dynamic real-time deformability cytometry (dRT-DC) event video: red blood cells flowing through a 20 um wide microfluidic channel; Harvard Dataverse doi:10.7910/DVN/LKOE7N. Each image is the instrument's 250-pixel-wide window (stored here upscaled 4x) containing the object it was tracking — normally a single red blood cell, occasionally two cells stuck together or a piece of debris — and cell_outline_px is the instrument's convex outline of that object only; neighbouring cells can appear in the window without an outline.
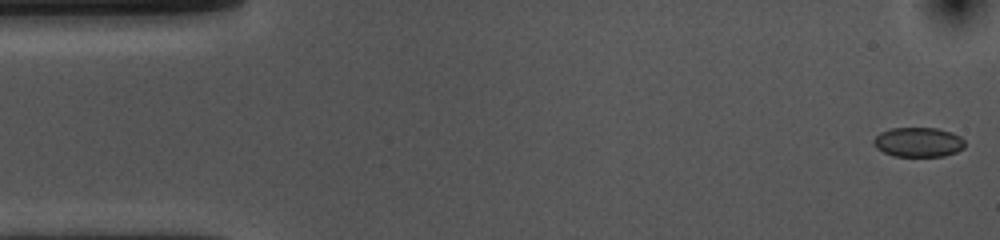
{"species": "common noctule bat (a hibernating species)", "species_latin": "Nyctalus noctula", "temperature_condition": "cold", "stored_images_in_passage": 54, "camera_frame_rate_fps": 3000, "um_per_image_px": 0.085, "animal": {"sex": "female", "body_mass_g": 10.0, "forearm_length_mm": 53.1}, "frame": {"image": 1, "passage_image": 1, "time_ms": 0.0, "image_size_px": [1000, 240], "cell_outline_px": [[964, 148], [956, 152], [944, 156], [892, 156], [876, 148], [872, 144], [872, 140], [880, 132], [892, 128], [936, 128], [952, 132], [960, 136], [964, 140]], "centroid_in_image_um": [78.04, 12.08], "position_along_channel_um": 7.0, "area_um2": 15.84}}
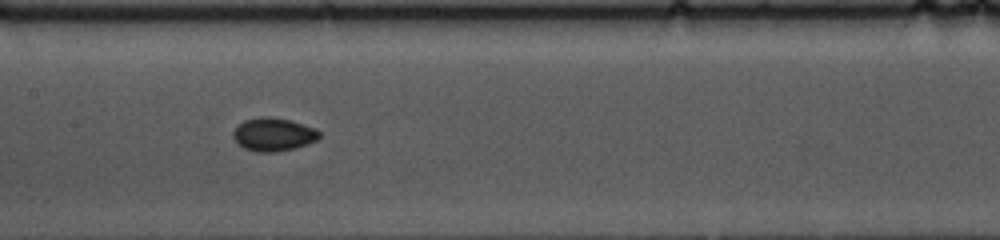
{"frame": {"image": 2, "passage_image": 25, "time_ms": 8.0, "image_size_px": [1000, 240], "cell_outline_px": [[320, 136], [316, 140], [308, 144], [292, 148], [272, 152], [256, 152], [244, 148], [236, 144], [232, 136], [232, 132], [244, 120], [260, 116], [268, 116], [288, 120], [316, 128], [320, 132]], "centroid_in_image_um": [23.2, 11.42], "position_along_channel_um": 184.2, "area_um2": 16.65}}
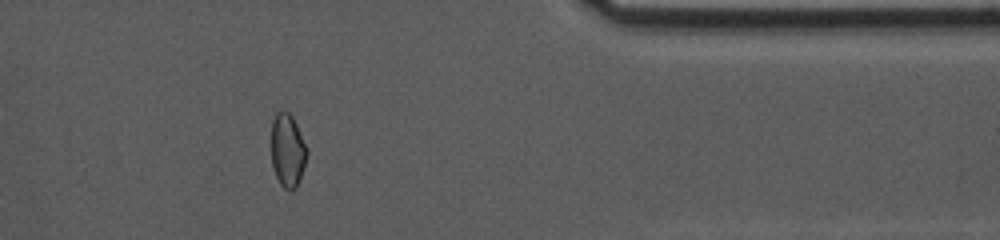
{"frame": {"image": 3, "passage_image": 44, "time_ms": 14.333, "image_size_px": [1000, 240], "cell_outline_px": [[308, 152], [300, 180], [296, 188], [284, 188], [280, 184], [272, 168], [272, 120], [276, 112], [280, 108], [288, 112], [292, 116], [308, 148]], "centroid_in_image_um": [24.45, 12.74], "position_along_channel_um": 387.0, "area_um2": 15.32}, "authors_computed_cell_mechanics": {"area_um2": 15.8083, "velocity_mm_per_s": 3.5883, "shape_relaxation_time_tau1_ms": 2.835, "shape_relaxation_time_tau2_ms": 4.0057, "deformation_change_tau1": 0.06, "deformation_change_tau2": 0.0385}}